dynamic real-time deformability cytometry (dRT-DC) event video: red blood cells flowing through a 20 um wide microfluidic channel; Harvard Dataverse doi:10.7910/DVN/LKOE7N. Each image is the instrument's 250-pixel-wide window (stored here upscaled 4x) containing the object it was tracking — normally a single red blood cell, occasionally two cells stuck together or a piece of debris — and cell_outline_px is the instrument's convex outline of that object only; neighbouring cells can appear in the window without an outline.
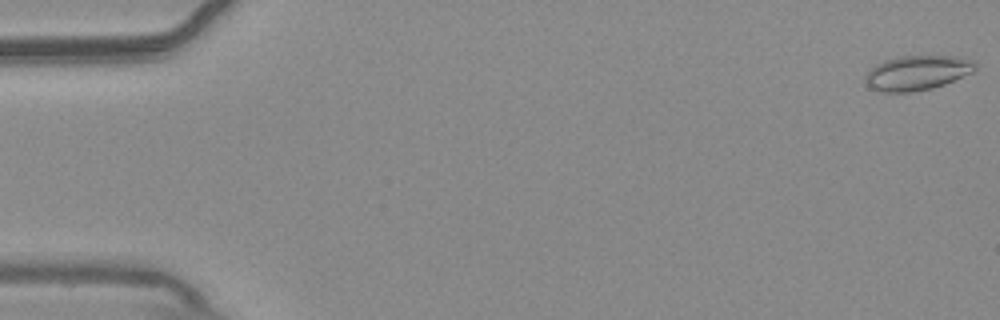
{"species": "common noctule bat (a hibernating species)", "species_latin": "Nyctalus noctula", "temperature_condition": "warm", "stored_images_in_passage": 55, "camera_frame_rate_fps": 3000, "um_per_image_px": 0.085, "animal": {"sex": "male", "body_mass_g": 20.4}, "frame": {"image": 1, "passage_image": 1, "time_ms": 0.0, "image_size_px": [1000, 320], "cell_outline_px": [[976, 68], [972, 72], [944, 84], [932, 88], [912, 92], [884, 92], [868, 88], [864, 80], [864, 76], [876, 64], [884, 60], [900, 56], [956, 56], [976, 60]], "centroid_in_image_um": [77.94, 6.19], "position_along_channel_um": 7.1, "area_um2": 22.31}}
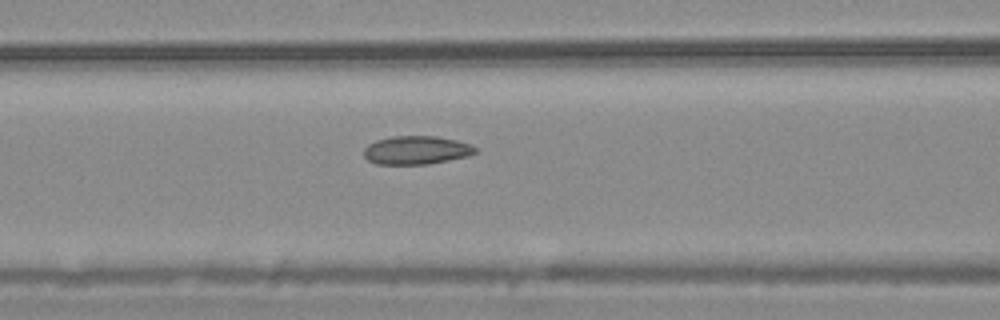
{"frame": {"image": 2, "passage_image": 23, "time_ms": 7.333, "image_size_px": [1000, 320], "cell_outline_px": [[476, 152], [468, 156], [428, 164], [376, 164], [368, 160], [364, 156], [364, 148], [368, 144], [376, 140], [392, 136], [436, 136], [456, 140], [472, 144], [476, 148]], "centroid_in_image_um": [35.38, 12.76], "position_along_channel_um": 131.2, "area_um2": 18.5}}
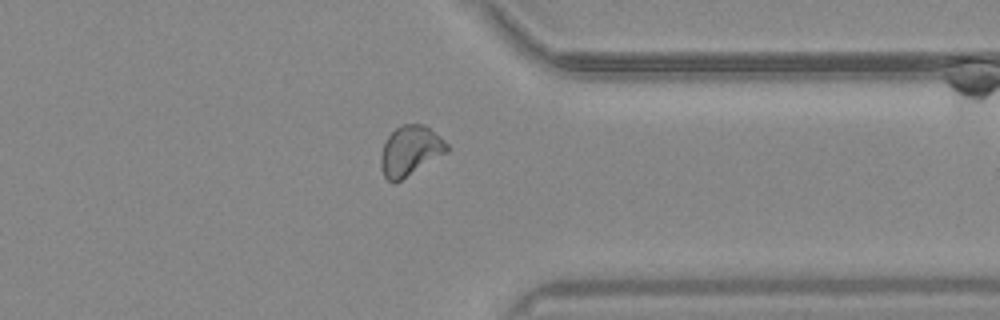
{"frame": {"image": 3, "passage_image": 43, "time_ms": 14.0, "image_size_px": [1000, 320], "cell_outline_px": [[448, 152], [400, 180], [392, 184], [384, 176], [380, 164], [380, 156], [384, 144], [388, 136], [396, 128], [404, 124], [424, 124], [440, 136], [448, 144]], "centroid_in_image_um": [34.87, 12.81], "position_along_channel_um": 376.5, "area_um2": 19.07}, "authors_computed_cell_mechanics": {"area_um2": 19.074, "velocity_mm_per_s": 3.747, "shape_relaxation_time_tau1_ms": null, "shape_relaxation_time_tau2_ms": 2.6085, "deformation_change_tau1": null, "deformation_change_tau2": 0.0661}}